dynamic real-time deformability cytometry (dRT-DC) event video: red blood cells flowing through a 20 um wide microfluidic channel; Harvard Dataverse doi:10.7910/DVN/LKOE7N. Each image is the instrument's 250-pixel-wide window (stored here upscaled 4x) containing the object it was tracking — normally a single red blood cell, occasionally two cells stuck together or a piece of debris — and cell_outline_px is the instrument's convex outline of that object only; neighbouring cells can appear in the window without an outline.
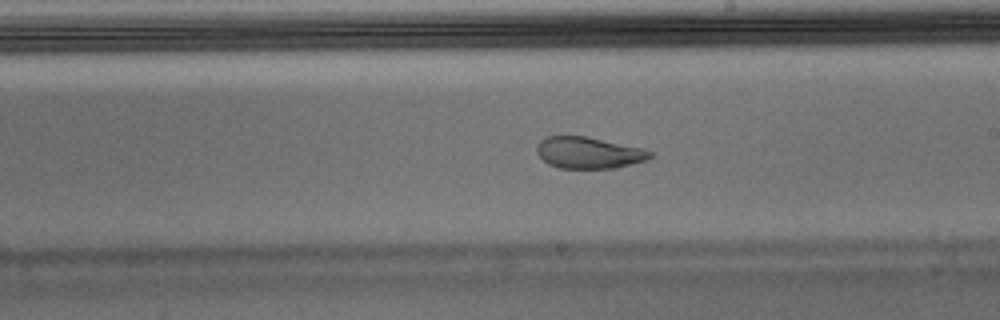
{"species": "Egyptian fruit bat (a non-hibernating species)", "species_latin": "Rousettus aegyptiacus", "temperature_condition": "warm", "stored_images_in_passage": 53, "camera_frame_rate_fps": 3000, "um_per_image_px": 0.085, "animal": {"sex": "male"}, "frame": {"image": 1, "passage_image": 30, "time_ms": 9.667, "image_size_px": [1000, 320], "cell_outline_px": [[652, 156], [648, 160], [612, 168], [560, 168], [548, 164], [536, 152], [536, 144], [544, 136], [588, 136], [640, 148], [652, 152]], "centroid_in_image_um": [49.99, 12.97], "position_along_channel_um": 239.0, "area_um2": 20.75}}
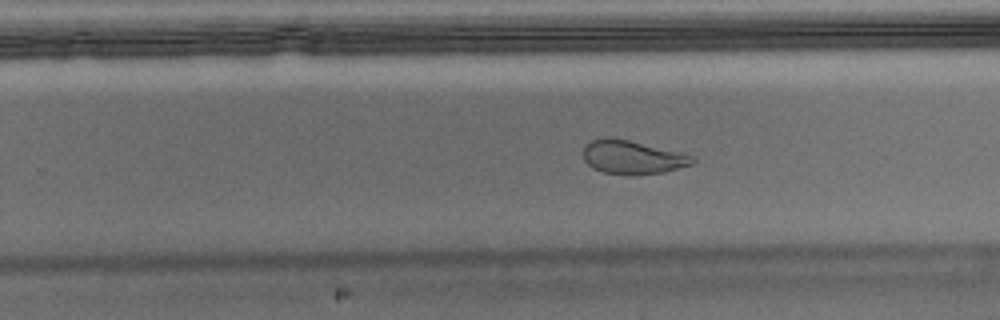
{"frame": {"image": 2, "passage_image": 33, "time_ms": 10.667, "image_size_px": [1000, 320], "cell_outline_px": [[696, 160], [692, 164], [664, 172], [636, 176], [628, 176], [604, 172], [592, 168], [584, 160], [584, 144], [592, 140], [628, 140], [684, 152], [692, 156]], "centroid_in_image_um": [53.81, 13.41], "position_along_channel_um": 276.0, "area_um2": 21.27}}
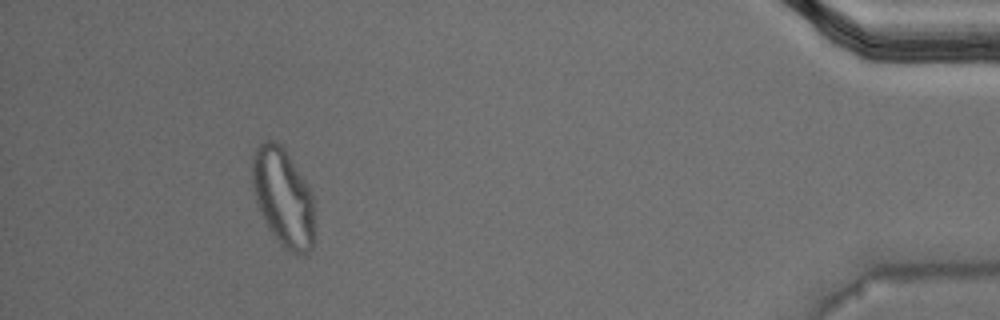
{"frame": {"image": 3, "passage_image": 49, "time_ms": 16.0, "image_size_px": [1000, 320], "cell_outline_px": [[316, 232], [312, 248], [308, 256], [296, 256], [288, 252], [280, 244], [268, 228], [264, 220], [256, 200], [252, 188], [252, 160], [256, 148], [260, 140], [276, 140], [284, 148], [312, 192]], "centroid_in_image_um": [24.1, 16.84], "position_along_channel_um": 411.1, "area_um2": 36.47}, "authors_computed_cell_mechanics": {"area_um2": 23.3512, "velocity_mm_per_s": 3.7193, "shape_relaxation_time_tau1_ms": null, "shape_relaxation_time_tau2_ms": 1.3424, "deformation_change_tau1": null, "deformation_change_tau2": 0.0677}}